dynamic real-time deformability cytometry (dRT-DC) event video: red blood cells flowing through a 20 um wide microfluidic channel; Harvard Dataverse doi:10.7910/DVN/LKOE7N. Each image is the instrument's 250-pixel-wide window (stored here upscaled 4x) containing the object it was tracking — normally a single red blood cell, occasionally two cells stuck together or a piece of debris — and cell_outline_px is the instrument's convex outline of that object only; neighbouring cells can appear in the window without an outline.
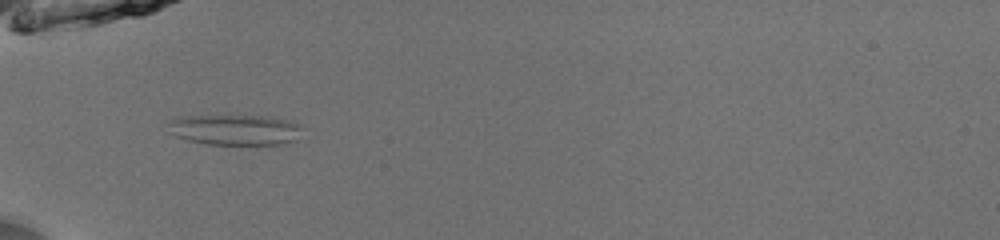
{"species": "common noctule bat (a hibernating species)", "species_latin": "Nyctalus noctula", "temperature_condition": "room temperature", "stored_images_in_passage": 37, "camera_frame_rate_fps": 3000, "um_per_image_px": 0.085, "animal": {"sex": "male", "body_mass_g": 13.0, "forearm_length_mm": 53.1}, "frame": {"image": 1, "passage_image": 3, "time_ms": 0.667, "image_size_px": [1000, 240], "cell_outline_px": [[300, 128], [296, 140], [280, 144], [208, 144], [188, 140], [176, 136], [168, 132], [160, 124], [168, 120], [180, 116], [216, 112], [228, 112], [268, 116], [288, 120], [300, 124]], "centroid_in_image_um": [19.79, 10.94], "position_along_channel_um": 65.2, "area_um2": 25.61}}
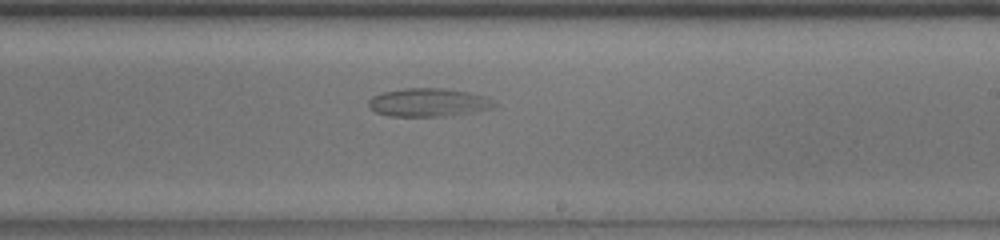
{"frame": {"image": 2, "passage_image": 18, "time_ms": 5.667, "image_size_px": [1000, 240], "cell_outline_px": [[500, 104], [492, 108], [476, 112], [444, 116], [388, 116], [376, 112], [368, 108], [368, 100], [372, 96], [384, 92], [404, 88], [444, 88], [468, 92], [484, 96]], "centroid_in_image_um": [36.42, 8.71], "position_along_channel_um": 252.6, "area_um2": 20.92}}
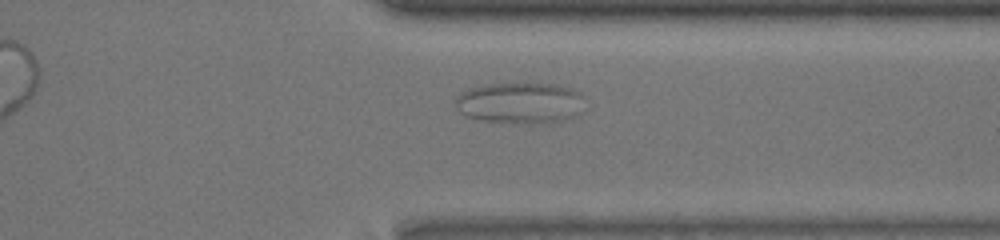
{"frame": {"image": 3, "passage_image": 27, "time_ms": 8.667, "image_size_px": [1000, 240], "cell_outline_px": [[588, 96], [580, 112], [564, 120], [532, 124], [528, 124], [484, 120], [464, 116], [456, 108], [456, 96], [460, 92], [468, 88], [484, 84], [552, 84], [572, 88]], "centroid_in_image_um": [44.23, 8.74], "position_along_channel_um": 367.2, "area_um2": 31.33}}